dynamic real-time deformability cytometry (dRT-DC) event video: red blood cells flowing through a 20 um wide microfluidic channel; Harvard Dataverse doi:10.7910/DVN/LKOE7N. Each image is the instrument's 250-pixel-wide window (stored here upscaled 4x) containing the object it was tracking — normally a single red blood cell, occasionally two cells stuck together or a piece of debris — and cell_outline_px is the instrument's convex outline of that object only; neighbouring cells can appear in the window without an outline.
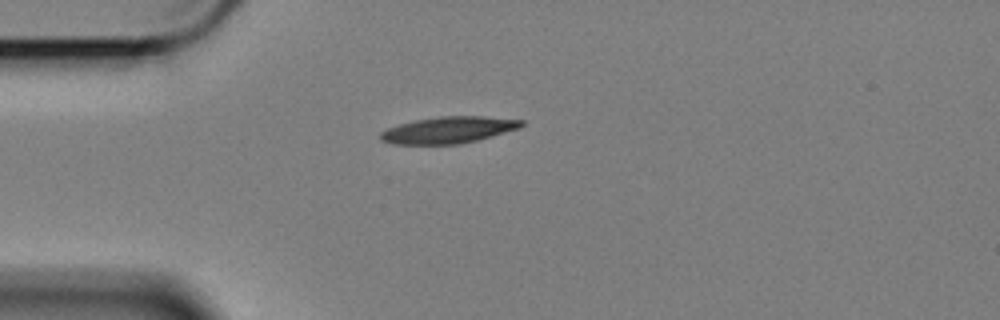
{"species": "Egyptian fruit bat (a non-hibernating species)", "species_latin": "Rousettus aegyptiacus", "temperature_condition": "cold", "stored_images_in_passage": 44, "camera_frame_rate_fps": 3000, "um_per_image_px": 0.085, "animal": {"sex": "female"}, "frame": {"image": 1, "passage_image": 1, "time_ms": 0.0, "image_size_px": [1000, 320], "cell_outline_px": [[524, 124], [520, 128], [476, 140], [460, 144], [392, 144], [380, 140], [380, 132], [388, 128], [400, 124], [416, 120], [440, 116], [484, 116], [524, 120]], "centroid_in_image_um": [38.12, 11.04], "position_along_channel_um": 46.9, "area_um2": 21.73}}
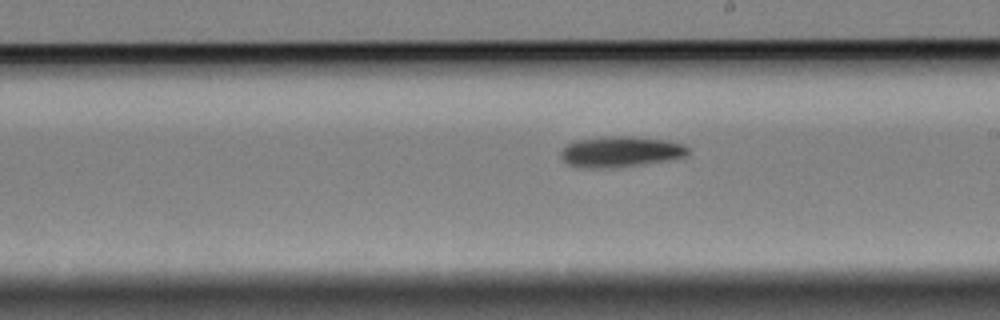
{"frame": {"image": 2, "passage_image": 19, "time_ms": 6.0, "image_size_px": [1000, 320], "cell_outline_px": [[688, 152], [684, 156], [664, 160], [640, 164], [608, 168], [584, 168], [568, 164], [560, 156], [560, 152], [568, 144], [576, 140], [604, 136], [632, 136], [668, 140], [680, 144], [688, 148]], "centroid_in_image_um": [52.69, 12.88], "position_along_channel_um": 236.3, "area_um2": 22.48}}
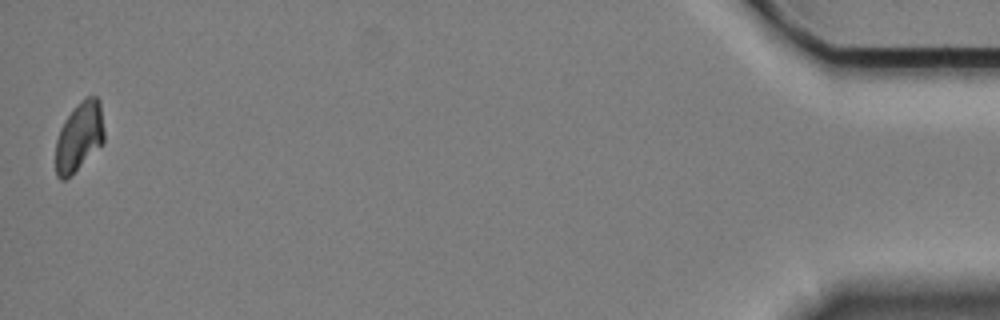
{"frame": {"image": 3, "passage_image": 44, "time_ms": 14.333, "image_size_px": [1000, 320], "cell_outline_px": [[104, 144], [64, 180], [60, 180], [56, 176], [56, 140], [60, 128], [64, 120], [84, 96], [96, 96], [100, 100], [104, 132]], "centroid_in_image_um": [6.74, 11.59], "position_along_channel_um": 428.5, "area_um2": 19.59}, "authors_computed_cell_mechanics": {"area_um2": 21.4438, "velocity_mm_per_s": 3.39, "shape_relaxation_time_tau1_ms": 5.7696, "shape_relaxation_time_tau2_ms": null, "deformation_change_tau1": 0.1161, "deformation_change_tau2": null}}